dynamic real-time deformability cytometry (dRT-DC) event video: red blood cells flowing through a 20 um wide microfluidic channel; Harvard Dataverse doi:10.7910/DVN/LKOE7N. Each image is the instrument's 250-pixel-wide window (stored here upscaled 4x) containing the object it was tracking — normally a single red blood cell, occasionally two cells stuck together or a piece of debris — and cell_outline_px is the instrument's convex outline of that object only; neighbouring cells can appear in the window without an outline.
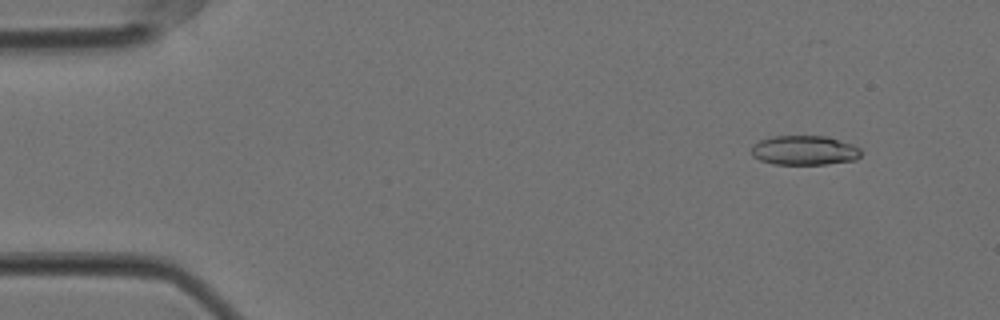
{"species": "Egyptian fruit bat (a non-hibernating species)", "species_latin": "Rousettus aegyptiacus", "temperature_condition": "cold", "stored_images_in_passage": 45, "camera_frame_rate_fps": 3000, "um_per_image_px": 0.085, "animal": {"sex": "female"}, "frame": {"image": 1, "passage_image": 6, "time_ms": 1.667, "image_size_px": [1000, 320], "cell_outline_px": [[860, 156], [856, 160], [824, 164], [772, 164], [760, 160], [752, 156], [752, 144], [760, 140], [772, 136], [824, 136], [852, 144], [860, 148]], "centroid_in_image_um": [68.35, 12.78], "position_along_channel_um": 16.7, "area_um2": 18.79}}
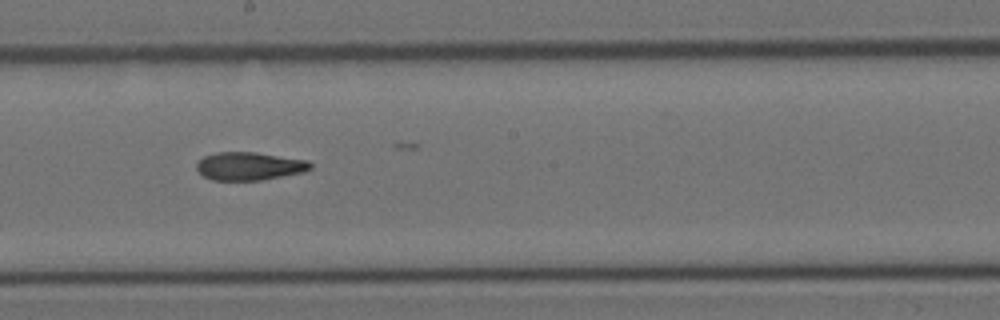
{"frame": {"image": 2, "passage_image": 32, "time_ms": 10.333, "image_size_px": [1000, 320], "cell_outline_px": [[312, 168], [304, 172], [264, 180], [212, 180], [204, 176], [196, 168], [196, 164], [204, 156], [216, 152], [256, 152], [308, 160], [312, 164]], "centroid_in_image_um": [21.22, 14.12], "position_along_channel_um": 227.0, "area_um2": 18.73}}
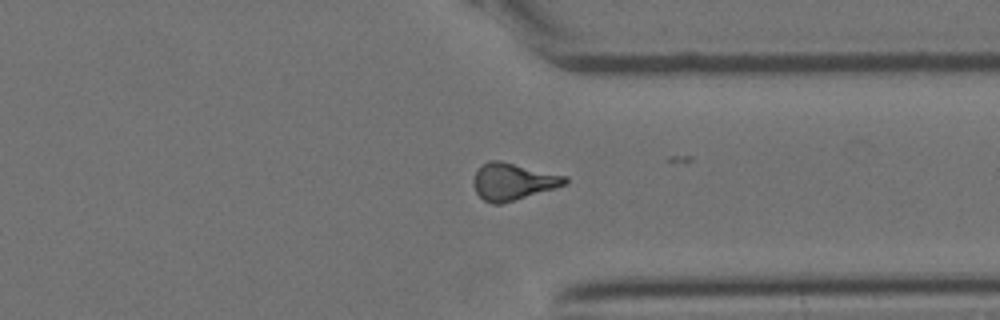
{"frame": {"image": 3, "passage_image": 44, "time_ms": 14.333, "image_size_px": [1000, 320], "cell_outline_px": [[568, 184], [556, 188], [500, 204], [492, 204], [484, 200], [476, 192], [472, 184], [472, 180], [480, 164], [488, 160], [500, 160], [568, 176]], "centroid_in_image_um": [43.59, 15.42], "position_along_channel_um": 367.8, "area_um2": 19.94}, "authors_computed_cell_mechanics": {"area_um2": 19.0162, "velocity_mm_per_s": 3.5515, "shape_relaxation_time_tau1_ms": null, "shape_relaxation_time_tau2_ms": 8.9313, "deformation_change_tau1": null, "deformation_change_tau2": 0.2045}}